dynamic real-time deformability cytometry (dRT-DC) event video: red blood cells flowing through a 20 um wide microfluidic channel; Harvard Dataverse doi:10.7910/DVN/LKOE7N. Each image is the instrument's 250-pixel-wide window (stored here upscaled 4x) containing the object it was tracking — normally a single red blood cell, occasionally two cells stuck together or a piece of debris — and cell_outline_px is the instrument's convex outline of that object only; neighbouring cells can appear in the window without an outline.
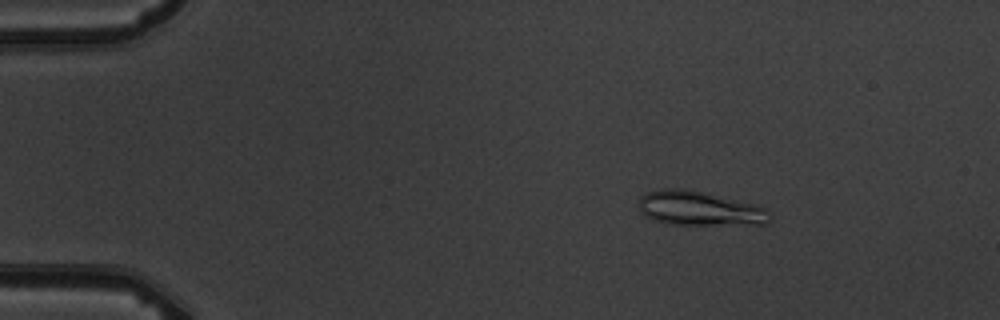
{"species": "common noctule bat (a hibernating species)", "species_latin": "Nyctalus noctula", "temperature_condition": "warm", "stored_images_in_passage": 5, "camera_frame_rate_fps": 3000, "um_per_image_px": 0.085, "animal": {"sex": "male", "body_mass_g": 19.5, "forearm_length_mm": 54.6}, "frame": {"image": 1, "passage_image": 3, "time_ms": 2.333, "image_size_px": [1000, 320], "cell_outline_px": [[772, 220], [768, 224], [668, 224], [652, 220], [644, 216], [640, 212], [640, 196], [648, 192], [664, 188], [684, 188], [704, 192], [752, 204], [764, 208], [772, 216]], "centroid_in_image_um": [59.43, 17.72], "position_along_channel_um": 25.6, "area_um2": 26.13}}